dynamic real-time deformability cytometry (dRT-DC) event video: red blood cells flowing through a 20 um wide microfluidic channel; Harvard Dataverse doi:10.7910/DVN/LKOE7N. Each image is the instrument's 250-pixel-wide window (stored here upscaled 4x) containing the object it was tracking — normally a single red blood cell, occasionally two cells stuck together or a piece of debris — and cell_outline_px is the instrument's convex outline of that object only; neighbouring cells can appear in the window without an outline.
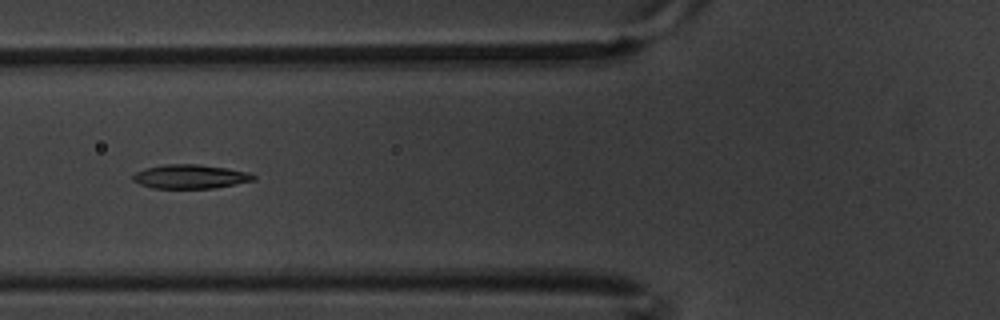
{"species": "common noctule bat (a hibernating species)", "species_latin": "Nyctalus noctula", "temperature_condition": "warm", "stored_images_in_passage": 8, "camera_frame_rate_fps": 3000, "um_per_image_px": 0.085, "animal": {"sex": "male", "body_mass_g": 20.1, "forearm_length_mm": 53.5}, "frame": {"image": 1, "passage_image": 6, "time_ms": 1.667, "image_size_px": [1000, 320], "cell_outline_px": [[256, 180], [236, 184], [212, 188], [152, 188], [140, 184], [132, 180], [132, 176], [136, 172], [144, 168], [164, 164], [200, 164], [228, 168], [248, 172], [256, 176]], "centroid_in_image_um": [16.18, 15.0], "position_along_channel_um": 109.6, "area_um2": 16.99}}
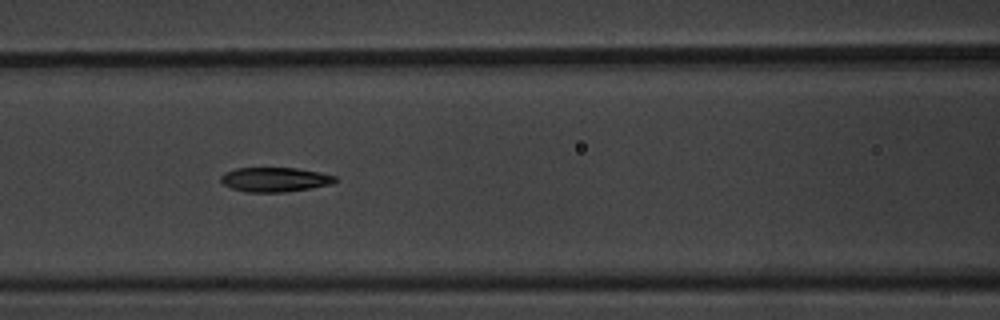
{"frame": {"image": 2, "passage_image": 7, "time_ms": 2.0, "image_size_px": [1000, 320], "cell_outline_px": [[336, 180], [332, 184], [312, 188], [284, 192], [248, 192], [232, 188], [224, 184], [220, 180], [220, 176], [224, 172], [236, 168], [296, 168], [320, 172], [336, 176]], "centroid_in_image_um": [23.36, 15.26], "position_along_channel_um": 143.2, "area_um2": 16.3}}
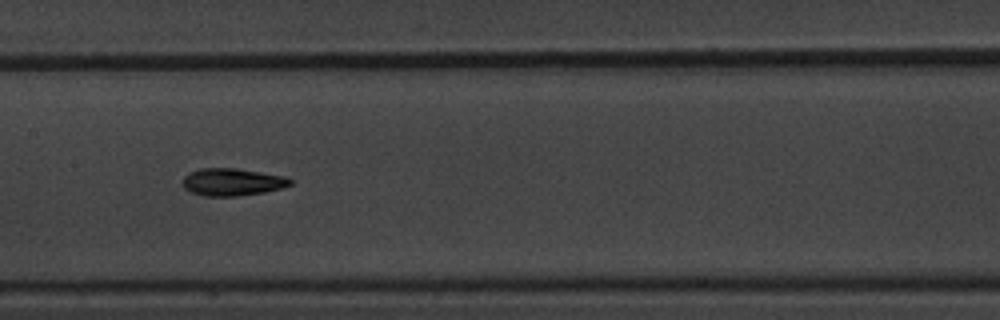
{"frame": {"image": 3, "passage_image": 8, "time_ms": 2.333, "image_size_px": [1000, 320], "cell_outline_px": [[292, 184], [284, 188], [264, 192], [240, 196], [204, 196], [192, 192], [184, 188], [180, 184], [180, 180], [188, 172], [200, 168], [236, 168], [284, 176], [292, 180]], "centroid_in_image_um": [19.7, 15.47], "position_along_channel_um": 187.7, "area_um2": 17.46}}